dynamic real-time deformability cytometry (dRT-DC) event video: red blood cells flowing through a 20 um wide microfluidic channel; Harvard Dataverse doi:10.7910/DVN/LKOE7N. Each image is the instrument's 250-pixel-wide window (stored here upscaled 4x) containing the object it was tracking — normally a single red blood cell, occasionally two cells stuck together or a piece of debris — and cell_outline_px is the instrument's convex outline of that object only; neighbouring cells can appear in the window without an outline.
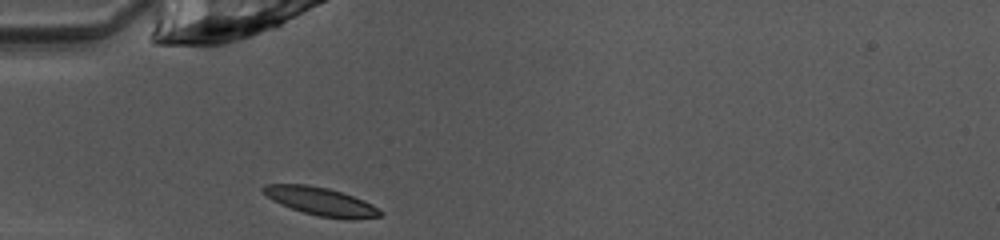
{"species": "common noctule bat (a hibernating species)", "species_latin": "Nyctalus noctula", "temperature_condition": "warm", "stored_images_in_passage": 35, "camera_frame_rate_fps": 3000, "um_per_image_px": 0.085, "animal": {"sex": "female", "body_mass_g": 10.0, "forearm_length_mm": 53.1}, "frame": {"image": 1, "passage_image": 1, "time_ms": 0.0, "image_size_px": [1000, 240], "cell_outline_px": [[384, 212], [380, 216], [320, 216], [304, 212], [280, 204], [272, 200], [260, 188], [264, 184], [308, 184], [328, 188], [364, 200], [380, 208]], "centroid_in_image_um": [27.18, 17.05], "position_along_channel_um": 57.8, "area_um2": 18.26}}
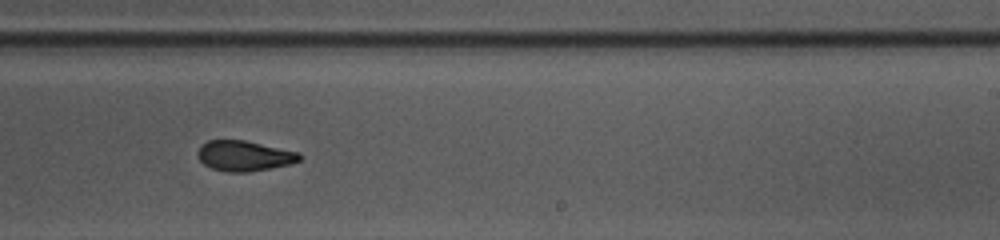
{"frame": {"image": 2, "passage_image": 17, "time_ms": 5.333, "image_size_px": [1000, 240], "cell_outline_px": [[304, 156], [300, 160], [288, 164], [248, 172], [224, 172], [212, 168], [204, 164], [200, 160], [196, 152], [200, 144], [208, 140], [244, 140], [300, 152]], "centroid_in_image_um": [20.74, 13.24], "position_along_channel_um": 268.3, "area_um2": 18.09}}
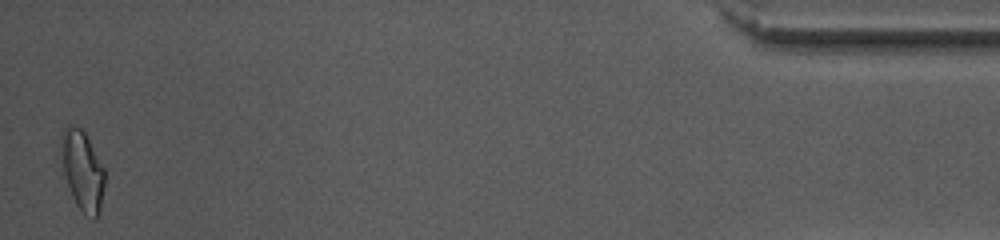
{"frame": {"image": 3, "passage_image": 35, "time_ms": 11.333, "image_size_px": [1000, 240], "cell_outline_px": [[104, 184], [100, 212], [96, 220], [92, 220], [84, 216], [76, 204], [72, 196], [64, 172], [60, 144], [60, 136], [64, 128], [68, 124], [80, 128], [84, 132], [104, 168]], "centroid_in_image_um": [7.01, 14.55], "position_along_channel_um": 428.2, "area_um2": 20.23}, "authors_computed_cell_mechanics": {"area_um2": 18.6694, "velocity_mm_per_s": 4.0375, "shape_relaxation_time_tau1_ms": 4.0975, "shape_relaxation_time_tau2_ms": 1.4646, "deformation_change_tau1": 0.1397, "deformation_change_tau2": 0.0765}}